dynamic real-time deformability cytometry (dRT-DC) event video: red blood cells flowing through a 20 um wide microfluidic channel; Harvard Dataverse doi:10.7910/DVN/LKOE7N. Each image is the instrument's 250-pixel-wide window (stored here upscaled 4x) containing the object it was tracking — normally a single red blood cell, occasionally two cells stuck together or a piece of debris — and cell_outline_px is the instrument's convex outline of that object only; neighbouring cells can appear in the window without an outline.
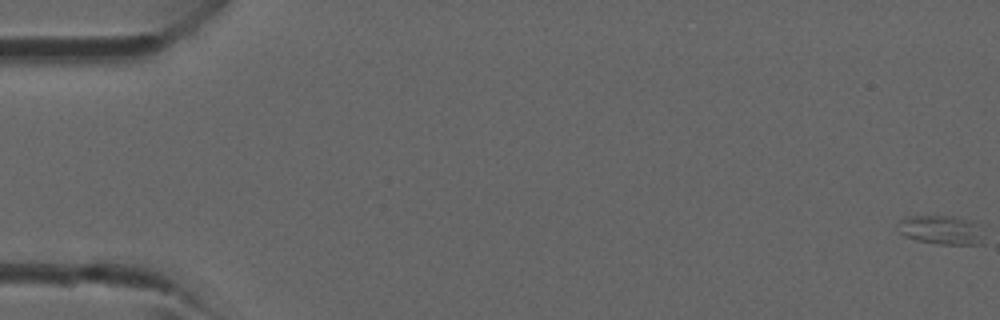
{"species": "common noctule bat (a hibernating species)", "species_latin": "Nyctalus noctula", "temperature_condition": "room temperature", "stored_images_in_passage": 42, "camera_frame_rate_fps": 3000, "um_per_image_px": 0.085, "animal": {"sex": "male", "forearm_length_mm": 52.5}, "frame": {"image": 1, "passage_image": 1, "time_ms": 0.0, "image_size_px": [1000, 320], "cell_outline_px": [[984, 244], [940, 244], [916, 240], [904, 236], [896, 228], [900, 220], [904, 216], [956, 216], [972, 220], [980, 224]], "centroid_in_image_um": [80.02, 19.53], "position_along_channel_um": 5.0, "area_um2": 14.85}}
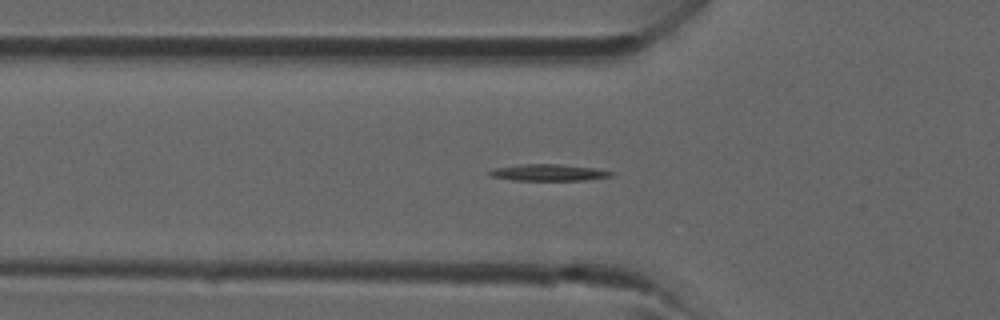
{"frame": {"image": 2, "passage_image": 15, "time_ms": 4.667, "image_size_px": [1000, 320], "cell_outline_px": [[616, 172], [612, 176], [588, 180], [512, 180], [492, 176], [488, 172], [492, 168], [524, 164], [560, 164], [596, 168]], "centroid_in_image_um": [46.68, 14.66], "position_along_channel_um": 79.1, "area_um2": 11.79}}
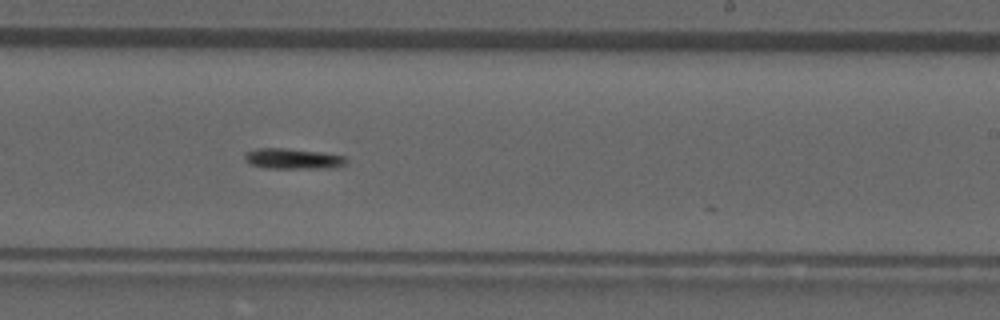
{"frame": {"image": 3, "passage_image": 26, "time_ms": 8.333, "image_size_px": [1000, 320], "cell_outline_px": [[348, 164], [332, 168], [264, 168], [252, 164], [244, 160], [244, 156], [248, 152], [256, 148], [284, 148], [320, 152], [344, 156], [348, 160]], "centroid_in_image_um": [24.93, 13.5], "position_along_channel_um": 264.1, "area_um2": 12.14}}